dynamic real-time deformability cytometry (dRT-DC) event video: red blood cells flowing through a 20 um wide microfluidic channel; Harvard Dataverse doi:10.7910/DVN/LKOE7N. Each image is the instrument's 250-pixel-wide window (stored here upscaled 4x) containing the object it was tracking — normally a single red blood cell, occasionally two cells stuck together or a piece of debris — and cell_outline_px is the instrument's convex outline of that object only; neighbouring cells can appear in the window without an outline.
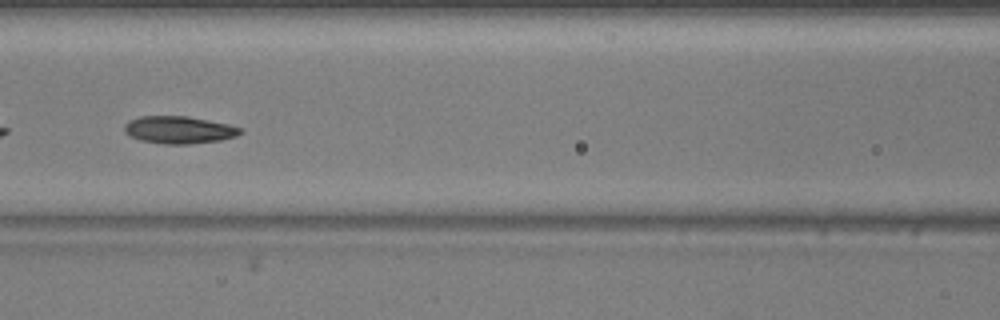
{"species": "common noctule bat (a hibernating species)", "species_latin": "Nyctalus noctula", "temperature_condition": "warm", "stored_images_in_passage": 39, "camera_frame_rate_fps": 3000, "um_per_image_px": 0.085, "animal": {"sex": "male", "body_mass_g": 20.5, "forearm_length_mm": 52.5}, "frame": {"image": 1, "passage_image": 12, "time_ms": 3.667, "image_size_px": [1000, 320], "cell_outline_px": [[244, 132], [236, 136], [220, 140], [188, 144], [164, 144], [140, 140], [128, 136], [124, 132], [124, 124], [128, 120], [140, 116], [184, 116], [208, 120], [228, 124], [240, 128]], "centroid_in_image_um": [15.16, 11.04], "position_along_channel_um": 151.4, "area_um2": 18.55}}
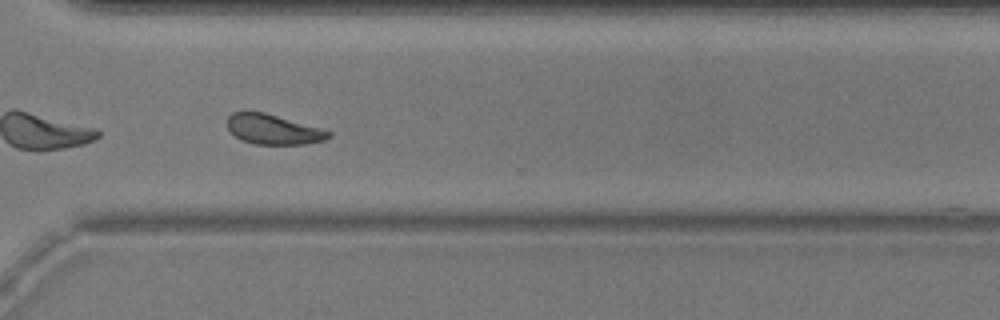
{"frame": {"image": 2, "passage_image": 28, "time_ms": 9.0, "image_size_px": [1000, 320], "cell_outline_px": [[332, 136], [324, 140], [304, 144], [256, 144], [240, 140], [228, 128], [228, 116], [232, 112], [264, 112], [320, 128], [332, 132]], "centroid_in_image_um": [23.23, 11.0], "position_along_channel_um": 347.4, "area_um2": 17.46}, "authors_computed_cell_mechanics": {"area_um2": 18.207, "velocity_mm_per_s": 3.6921, "shape_relaxation_time_tau1_ms": 3.2546, "shape_relaxation_time_tau2_ms": 4.2019, "deformation_change_tau1": 0.1192, "deformation_change_tau2": 0.0877}}